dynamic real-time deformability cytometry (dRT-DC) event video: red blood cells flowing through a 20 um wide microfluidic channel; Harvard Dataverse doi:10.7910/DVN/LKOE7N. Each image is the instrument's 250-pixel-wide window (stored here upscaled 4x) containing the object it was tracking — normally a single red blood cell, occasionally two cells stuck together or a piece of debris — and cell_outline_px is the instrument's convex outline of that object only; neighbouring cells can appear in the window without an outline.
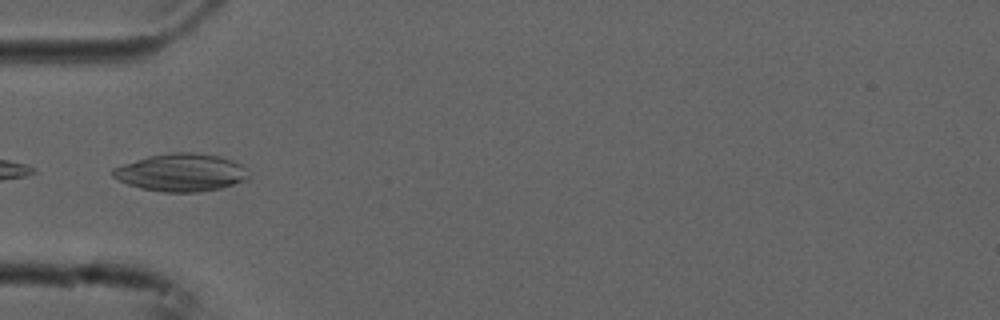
{"species": "common noctule bat (a hibernating species)", "species_latin": "Nyctalus noctula", "temperature_condition": "cold", "stored_images_in_passage": 8, "camera_frame_rate_fps": 3000, "um_per_image_px": 0.085, "animal": {"sex": "male", "forearm_length_mm": 52.5}, "frame": {"image": 1, "passage_image": 5, "time_ms": 1.333, "image_size_px": [1000, 320], "cell_outline_px": [[248, 180], [220, 188], [200, 192], [164, 192], [140, 188], [128, 184], [112, 176], [112, 168], [148, 156], [172, 152], [192, 152], [216, 156], [232, 160], [248, 168]], "centroid_in_image_um": [15.42, 14.67], "position_along_channel_um": 69.6, "area_um2": 29.77}}
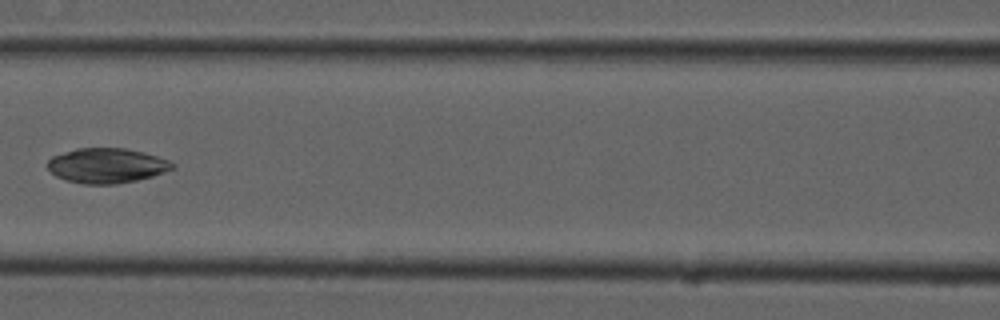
{"frame": {"image": 2, "passage_image": 7, "time_ms": 2.0, "image_size_px": [1000, 320], "cell_outline_px": [[176, 168], [152, 176], [136, 180], [116, 184], [84, 184], [64, 180], [56, 176], [48, 168], [48, 160], [52, 156], [76, 148], [124, 148], [144, 152], [168, 160], [176, 164]], "centroid_in_image_um": [9.08, 14.07], "position_along_channel_um": 157.5, "area_um2": 25.43}}
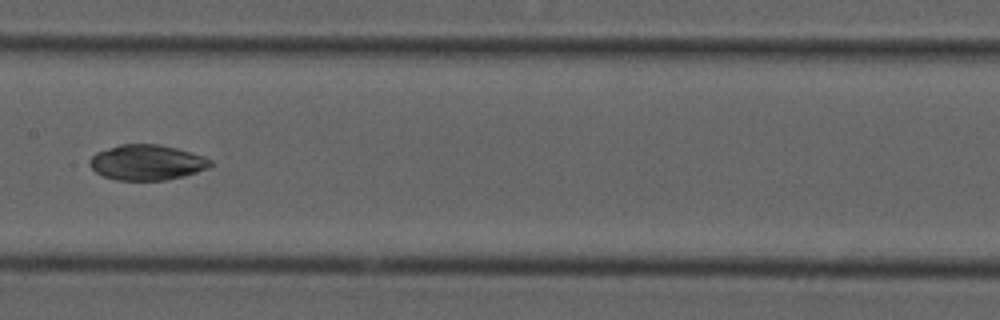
{"frame": {"image": 3, "passage_image": 8, "time_ms": 2.333, "image_size_px": [1000, 320], "cell_outline_px": [[216, 164], [208, 168], [184, 176], [164, 180], [116, 180], [104, 176], [96, 172], [88, 164], [88, 160], [96, 152], [120, 144], [160, 144], [176, 148], [204, 156], [212, 160]], "centroid_in_image_um": [12.5, 13.8], "position_along_channel_um": 194.9, "area_um2": 25.03}}